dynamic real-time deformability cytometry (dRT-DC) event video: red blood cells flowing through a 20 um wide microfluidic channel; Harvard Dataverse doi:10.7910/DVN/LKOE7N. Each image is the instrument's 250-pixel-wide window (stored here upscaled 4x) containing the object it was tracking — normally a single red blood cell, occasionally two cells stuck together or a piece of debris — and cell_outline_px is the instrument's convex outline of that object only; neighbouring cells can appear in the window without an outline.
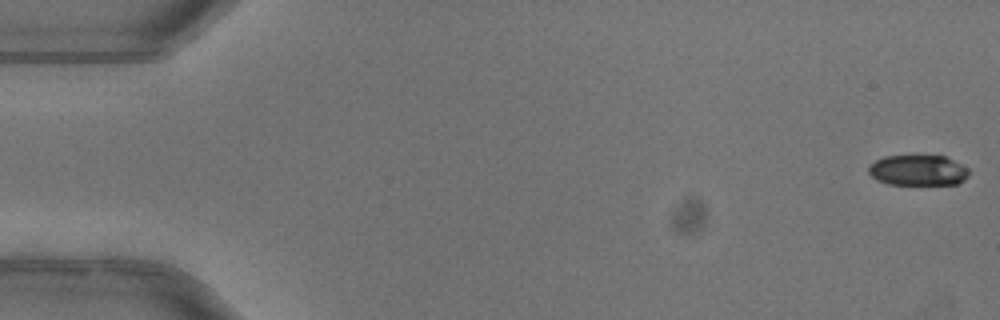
{"species": "common noctule bat (a hibernating species)", "species_latin": "Nyctalus noctula", "temperature_condition": "warm", "stored_images_in_passage": 52, "camera_frame_rate_fps": 3000, "um_per_image_px": 0.085, "animal": {"sex": "female"}, "frame": {"image": 1, "passage_image": 1, "time_ms": 0.0, "image_size_px": [1000, 320], "cell_outline_px": [[968, 176], [964, 180], [956, 184], [888, 184], [876, 180], [868, 172], [868, 168], [876, 160], [884, 156], [944, 156], [968, 168]], "centroid_in_image_um": [78.02, 14.48], "position_along_channel_um": 7.0, "area_um2": 17.69}}
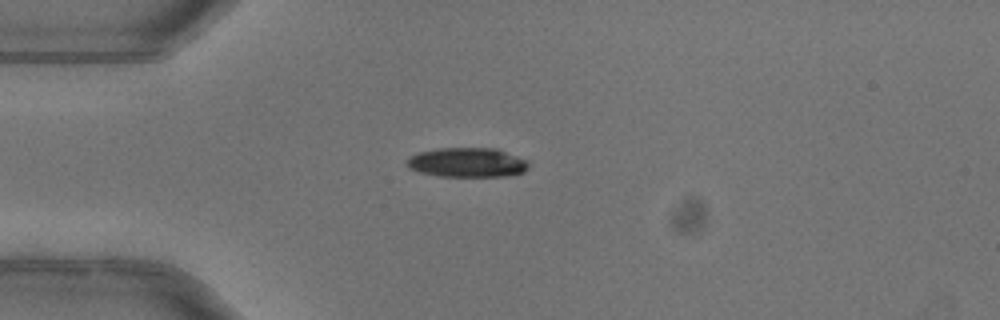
{"frame": {"image": 2, "passage_image": 14, "time_ms": 4.333, "image_size_px": [1000, 320], "cell_outline_px": [[528, 168], [524, 172], [508, 176], [440, 176], [420, 172], [408, 168], [408, 160], [412, 156], [420, 152], [440, 148], [496, 148], [524, 160], [528, 164]], "centroid_in_image_um": [39.72, 13.81], "position_along_channel_um": 45.3, "area_um2": 20.52}}
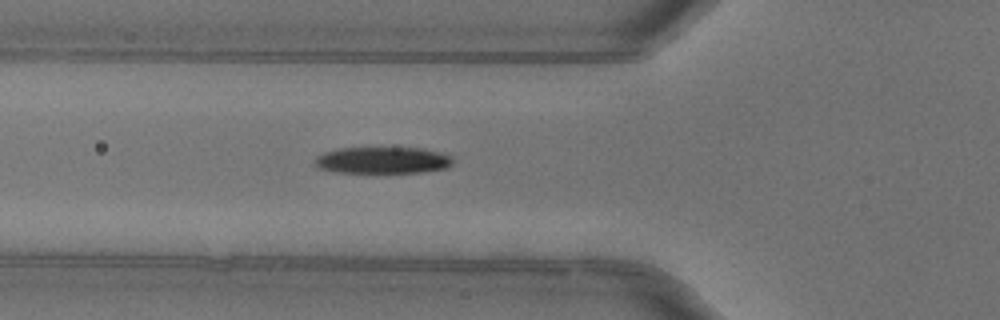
{"frame": {"image": 3, "passage_image": 19, "time_ms": 6.0, "image_size_px": [1000, 320], "cell_outline_px": [[452, 164], [448, 168], [420, 172], [376, 176], [336, 172], [320, 168], [312, 164], [312, 160], [316, 156], [324, 152], [336, 148], [424, 148], [440, 152], [452, 156]], "centroid_in_image_um": [32.47, 13.67], "position_along_channel_um": 93.3, "area_um2": 22.77}, "authors_computed_cell_mechanics": {"area_um2": 21.5883, "velocity_mm_per_s": 4.0329, "shape_relaxation_time_tau1_ms": 4.3068, "shape_relaxation_time_tau2_ms": null, "deformation_change_tau1": 0.1633, "deformation_change_tau2": null}}